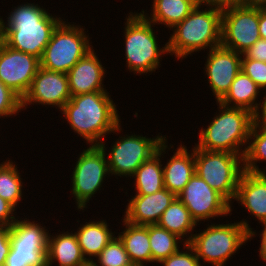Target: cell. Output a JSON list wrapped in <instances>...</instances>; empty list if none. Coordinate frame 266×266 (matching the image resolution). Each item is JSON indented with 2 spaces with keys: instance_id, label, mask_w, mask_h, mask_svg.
I'll return each mask as SVG.
<instances>
[{
  "instance_id": "obj_1",
  "label": "cell",
  "mask_w": 266,
  "mask_h": 266,
  "mask_svg": "<svg viewBox=\"0 0 266 266\" xmlns=\"http://www.w3.org/2000/svg\"><path fill=\"white\" fill-rule=\"evenodd\" d=\"M63 21L38 4H20L9 13L7 22L0 18V39L9 47L42 58L53 31Z\"/></svg>"
},
{
  "instance_id": "obj_2",
  "label": "cell",
  "mask_w": 266,
  "mask_h": 266,
  "mask_svg": "<svg viewBox=\"0 0 266 266\" xmlns=\"http://www.w3.org/2000/svg\"><path fill=\"white\" fill-rule=\"evenodd\" d=\"M107 91L71 96L61 113L87 144L100 145L108 133L121 132L116 104Z\"/></svg>"
},
{
  "instance_id": "obj_3",
  "label": "cell",
  "mask_w": 266,
  "mask_h": 266,
  "mask_svg": "<svg viewBox=\"0 0 266 266\" xmlns=\"http://www.w3.org/2000/svg\"><path fill=\"white\" fill-rule=\"evenodd\" d=\"M217 104L219 114L212 118L206 129H200L199 141L194 146L205 151L229 152L243 157L256 116L242 108Z\"/></svg>"
},
{
  "instance_id": "obj_4",
  "label": "cell",
  "mask_w": 266,
  "mask_h": 266,
  "mask_svg": "<svg viewBox=\"0 0 266 266\" xmlns=\"http://www.w3.org/2000/svg\"><path fill=\"white\" fill-rule=\"evenodd\" d=\"M221 27V11L213 8L200 10V7H195L173 27V33L167 41L168 52L177 59H184L194 52L221 46Z\"/></svg>"
},
{
  "instance_id": "obj_5",
  "label": "cell",
  "mask_w": 266,
  "mask_h": 266,
  "mask_svg": "<svg viewBox=\"0 0 266 266\" xmlns=\"http://www.w3.org/2000/svg\"><path fill=\"white\" fill-rule=\"evenodd\" d=\"M209 224L200 233H195L188 243L195 251L197 258L212 266H225L226 261L232 257L256 235L248 222L226 224ZM209 226V227H208Z\"/></svg>"
},
{
  "instance_id": "obj_6",
  "label": "cell",
  "mask_w": 266,
  "mask_h": 266,
  "mask_svg": "<svg viewBox=\"0 0 266 266\" xmlns=\"http://www.w3.org/2000/svg\"><path fill=\"white\" fill-rule=\"evenodd\" d=\"M127 16L124 28L126 67L134 74L155 72L161 65V57L169 53L167 43L158 47L154 24L141 12H130Z\"/></svg>"
},
{
  "instance_id": "obj_7",
  "label": "cell",
  "mask_w": 266,
  "mask_h": 266,
  "mask_svg": "<svg viewBox=\"0 0 266 266\" xmlns=\"http://www.w3.org/2000/svg\"><path fill=\"white\" fill-rule=\"evenodd\" d=\"M243 171V157L241 155L205 151L195 146V173L230 204L235 199Z\"/></svg>"
},
{
  "instance_id": "obj_8",
  "label": "cell",
  "mask_w": 266,
  "mask_h": 266,
  "mask_svg": "<svg viewBox=\"0 0 266 266\" xmlns=\"http://www.w3.org/2000/svg\"><path fill=\"white\" fill-rule=\"evenodd\" d=\"M62 21L53 31L46 45L40 66L67 74V72L89 51L93 49L89 37L80 25Z\"/></svg>"
},
{
  "instance_id": "obj_9",
  "label": "cell",
  "mask_w": 266,
  "mask_h": 266,
  "mask_svg": "<svg viewBox=\"0 0 266 266\" xmlns=\"http://www.w3.org/2000/svg\"><path fill=\"white\" fill-rule=\"evenodd\" d=\"M22 219L10 226L11 248L4 266H47L49 230L37 221Z\"/></svg>"
},
{
  "instance_id": "obj_10",
  "label": "cell",
  "mask_w": 266,
  "mask_h": 266,
  "mask_svg": "<svg viewBox=\"0 0 266 266\" xmlns=\"http://www.w3.org/2000/svg\"><path fill=\"white\" fill-rule=\"evenodd\" d=\"M114 142L110 152L106 153L104 141L100 146L105 151L109 171L111 175L130 177L142 165L158 151L159 146L167 139L164 135L148 138L143 135H120Z\"/></svg>"
},
{
  "instance_id": "obj_11",
  "label": "cell",
  "mask_w": 266,
  "mask_h": 266,
  "mask_svg": "<svg viewBox=\"0 0 266 266\" xmlns=\"http://www.w3.org/2000/svg\"><path fill=\"white\" fill-rule=\"evenodd\" d=\"M72 172V195L77 209L87 208L89 200L101 190L104 178L110 176L105 151L100 145H89L78 156Z\"/></svg>"
},
{
  "instance_id": "obj_12",
  "label": "cell",
  "mask_w": 266,
  "mask_h": 266,
  "mask_svg": "<svg viewBox=\"0 0 266 266\" xmlns=\"http://www.w3.org/2000/svg\"><path fill=\"white\" fill-rule=\"evenodd\" d=\"M260 38L259 8L236 5L222 12V47L244 54Z\"/></svg>"
},
{
  "instance_id": "obj_13",
  "label": "cell",
  "mask_w": 266,
  "mask_h": 266,
  "mask_svg": "<svg viewBox=\"0 0 266 266\" xmlns=\"http://www.w3.org/2000/svg\"><path fill=\"white\" fill-rule=\"evenodd\" d=\"M197 223L231 213V204L196 173L177 195Z\"/></svg>"
},
{
  "instance_id": "obj_14",
  "label": "cell",
  "mask_w": 266,
  "mask_h": 266,
  "mask_svg": "<svg viewBox=\"0 0 266 266\" xmlns=\"http://www.w3.org/2000/svg\"><path fill=\"white\" fill-rule=\"evenodd\" d=\"M40 67V59L7 46L0 39V80L21 99Z\"/></svg>"
},
{
  "instance_id": "obj_15",
  "label": "cell",
  "mask_w": 266,
  "mask_h": 266,
  "mask_svg": "<svg viewBox=\"0 0 266 266\" xmlns=\"http://www.w3.org/2000/svg\"><path fill=\"white\" fill-rule=\"evenodd\" d=\"M68 76L65 73L50 71L39 67L30 89L22 99V110L28 105H49L61 111L70 100Z\"/></svg>"
},
{
  "instance_id": "obj_16",
  "label": "cell",
  "mask_w": 266,
  "mask_h": 266,
  "mask_svg": "<svg viewBox=\"0 0 266 266\" xmlns=\"http://www.w3.org/2000/svg\"><path fill=\"white\" fill-rule=\"evenodd\" d=\"M241 60L242 54L222 46L209 50L204 68L216 102L226 95L230 85L241 71Z\"/></svg>"
},
{
  "instance_id": "obj_17",
  "label": "cell",
  "mask_w": 266,
  "mask_h": 266,
  "mask_svg": "<svg viewBox=\"0 0 266 266\" xmlns=\"http://www.w3.org/2000/svg\"><path fill=\"white\" fill-rule=\"evenodd\" d=\"M177 196L166 188L147 195H135L126 206L124 220L134 225L157 224Z\"/></svg>"
},
{
  "instance_id": "obj_18",
  "label": "cell",
  "mask_w": 266,
  "mask_h": 266,
  "mask_svg": "<svg viewBox=\"0 0 266 266\" xmlns=\"http://www.w3.org/2000/svg\"><path fill=\"white\" fill-rule=\"evenodd\" d=\"M105 72L95 50L92 49L67 72L71 96L107 91L103 84Z\"/></svg>"
},
{
  "instance_id": "obj_19",
  "label": "cell",
  "mask_w": 266,
  "mask_h": 266,
  "mask_svg": "<svg viewBox=\"0 0 266 266\" xmlns=\"http://www.w3.org/2000/svg\"><path fill=\"white\" fill-rule=\"evenodd\" d=\"M235 200L252 216L254 215L259 223H266V172L252 173L244 170L238 183Z\"/></svg>"
},
{
  "instance_id": "obj_20",
  "label": "cell",
  "mask_w": 266,
  "mask_h": 266,
  "mask_svg": "<svg viewBox=\"0 0 266 266\" xmlns=\"http://www.w3.org/2000/svg\"><path fill=\"white\" fill-rule=\"evenodd\" d=\"M195 173V147L191 153L180 144L173 156L163 166L164 188L176 196L185 188Z\"/></svg>"
},
{
  "instance_id": "obj_21",
  "label": "cell",
  "mask_w": 266,
  "mask_h": 266,
  "mask_svg": "<svg viewBox=\"0 0 266 266\" xmlns=\"http://www.w3.org/2000/svg\"><path fill=\"white\" fill-rule=\"evenodd\" d=\"M61 233L56 236L48 234L47 266H51L55 261H58L59 266H79L85 262L86 258L75 232Z\"/></svg>"
},
{
  "instance_id": "obj_22",
  "label": "cell",
  "mask_w": 266,
  "mask_h": 266,
  "mask_svg": "<svg viewBox=\"0 0 266 266\" xmlns=\"http://www.w3.org/2000/svg\"><path fill=\"white\" fill-rule=\"evenodd\" d=\"M259 90L261 89L258 85L243 71H240L226 95L218 103L226 107L248 110L256 116L262 105L261 102L256 101L261 92Z\"/></svg>"
},
{
  "instance_id": "obj_23",
  "label": "cell",
  "mask_w": 266,
  "mask_h": 266,
  "mask_svg": "<svg viewBox=\"0 0 266 266\" xmlns=\"http://www.w3.org/2000/svg\"><path fill=\"white\" fill-rule=\"evenodd\" d=\"M167 139L159 146L158 151L142 165L131 176L135 178L136 195H147L164 189L163 180V164L160 159L165 154L167 147Z\"/></svg>"
},
{
  "instance_id": "obj_24",
  "label": "cell",
  "mask_w": 266,
  "mask_h": 266,
  "mask_svg": "<svg viewBox=\"0 0 266 266\" xmlns=\"http://www.w3.org/2000/svg\"><path fill=\"white\" fill-rule=\"evenodd\" d=\"M125 230L118 234L134 266L152 263L148 225H134L123 219Z\"/></svg>"
},
{
  "instance_id": "obj_25",
  "label": "cell",
  "mask_w": 266,
  "mask_h": 266,
  "mask_svg": "<svg viewBox=\"0 0 266 266\" xmlns=\"http://www.w3.org/2000/svg\"><path fill=\"white\" fill-rule=\"evenodd\" d=\"M89 221L80 225L75 234L86 260H93L115 236V232L108 228L106 220Z\"/></svg>"
},
{
  "instance_id": "obj_26",
  "label": "cell",
  "mask_w": 266,
  "mask_h": 266,
  "mask_svg": "<svg viewBox=\"0 0 266 266\" xmlns=\"http://www.w3.org/2000/svg\"><path fill=\"white\" fill-rule=\"evenodd\" d=\"M152 3L150 16L143 9L141 13L154 25L163 24L170 30L196 7L193 0H153Z\"/></svg>"
},
{
  "instance_id": "obj_27",
  "label": "cell",
  "mask_w": 266,
  "mask_h": 266,
  "mask_svg": "<svg viewBox=\"0 0 266 266\" xmlns=\"http://www.w3.org/2000/svg\"><path fill=\"white\" fill-rule=\"evenodd\" d=\"M157 225L176 234L179 238H183L184 243H189L191 241L193 236L191 233H194L193 230L197 226L189 210L178 197H176L170 206L162 213ZM184 237H186V239H184Z\"/></svg>"
},
{
  "instance_id": "obj_28",
  "label": "cell",
  "mask_w": 266,
  "mask_h": 266,
  "mask_svg": "<svg viewBox=\"0 0 266 266\" xmlns=\"http://www.w3.org/2000/svg\"><path fill=\"white\" fill-rule=\"evenodd\" d=\"M248 140L243 156L244 170L252 173H265L264 169L259 168L257 162L266 161V125L255 121Z\"/></svg>"
},
{
  "instance_id": "obj_29",
  "label": "cell",
  "mask_w": 266,
  "mask_h": 266,
  "mask_svg": "<svg viewBox=\"0 0 266 266\" xmlns=\"http://www.w3.org/2000/svg\"><path fill=\"white\" fill-rule=\"evenodd\" d=\"M148 235L151 247L152 263H160L170 255L176 253L183 239L176 234L159 227L157 224L148 225ZM179 245V246H178Z\"/></svg>"
},
{
  "instance_id": "obj_30",
  "label": "cell",
  "mask_w": 266,
  "mask_h": 266,
  "mask_svg": "<svg viewBox=\"0 0 266 266\" xmlns=\"http://www.w3.org/2000/svg\"><path fill=\"white\" fill-rule=\"evenodd\" d=\"M17 168L16 163L14 164L9 158L0 163V197L14 207H17L21 201L23 197L22 187H24Z\"/></svg>"
},
{
  "instance_id": "obj_31",
  "label": "cell",
  "mask_w": 266,
  "mask_h": 266,
  "mask_svg": "<svg viewBox=\"0 0 266 266\" xmlns=\"http://www.w3.org/2000/svg\"><path fill=\"white\" fill-rule=\"evenodd\" d=\"M96 258L98 266H134L118 236H114Z\"/></svg>"
},
{
  "instance_id": "obj_32",
  "label": "cell",
  "mask_w": 266,
  "mask_h": 266,
  "mask_svg": "<svg viewBox=\"0 0 266 266\" xmlns=\"http://www.w3.org/2000/svg\"><path fill=\"white\" fill-rule=\"evenodd\" d=\"M22 111V99L0 80V118Z\"/></svg>"
},
{
  "instance_id": "obj_33",
  "label": "cell",
  "mask_w": 266,
  "mask_h": 266,
  "mask_svg": "<svg viewBox=\"0 0 266 266\" xmlns=\"http://www.w3.org/2000/svg\"><path fill=\"white\" fill-rule=\"evenodd\" d=\"M241 71L249 76L261 90H266V62L246 58L242 54Z\"/></svg>"
},
{
  "instance_id": "obj_34",
  "label": "cell",
  "mask_w": 266,
  "mask_h": 266,
  "mask_svg": "<svg viewBox=\"0 0 266 266\" xmlns=\"http://www.w3.org/2000/svg\"><path fill=\"white\" fill-rule=\"evenodd\" d=\"M182 245L186 249V252L182 249L181 251L178 250L176 253L162 260L160 264L162 266H203L197 258L194 249L188 243Z\"/></svg>"
},
{
  "instance_id": "obj_35",
  "label": "cell",
  "mask_w": 266,
  "mask_h": 266,
  "mask_svg": "<svg viewBox=\"0 0 266 266\" xmlns=\"http://www.w3.org/2000/svg\"><path fill=\"white\" fill-rule=\"evenodd\" d=\"M14 211H16V208L0 197V226L10 227L17 220Z\"/></svg>"
},
{
  "instance_id": "obj_36",
  "label": "cell",
  "mask_w": 266,
  "mask_h": 266,
  "mask_svg": "<svg viewBox=\"0 0 266 266\" xmlns=\"http://www.w3.org/2000/svg\"><path fill=\"white\" fill-rule=\"evenodd\" d=\"M243 55L252 60L266 62V39L260 38Z\"/></svg>"
},
{
  "instance_id": "obj_37",
  "label": "cell",
  "mask_w": 266,
  "mask_h": 266,
  "mask_svg": "<svg viewBox=\"0 0 266 266\" xmlns=\"http://www.w3.org/2000/svg\"><path fill=\"white\" fill-rule=\"evenodd\" d=\"M196 7H200L203 5L207 6V8L217 9L221 12L230 9L233 6L238 5L237 0H193Z\"/></svg>"
},
{
  "instance_id": "obj_38",
  "label": "cell",
  "mask_w": 266,
  "mask_h": 266,
  "mask_svg": "<svg viewBox=\"0 0 266 266\" xmlns=\"http://www.w3.org/2000/svg\"><path fill=\"white\" fill-rule=\"evenodd\" d=\"M10 248V227L0 226V266H4Z\"/></svg>"
},
{
  "instance_id": "obj_39",
  "label": "cell",
  "mask_w": 266,
  "mask_h": 266,
  "mask_svg": "<svg viewBox=\"0 0 266 266\" xmlns=\"http://www.w3.org/2000/svg\"><path fill=\"white\" fill-rule=\"evenodd\" d=\"M237 3L247 8H266V0H237Z\"/></svg>"
},
{
  "instance_id": "obj_40",
  "label": "cell",
  "mask_w": 266,
  "mask_h": 266,
  "mask_svg": "<svg viewBox=\"0 0 266 266\" xmlns=\"http://www.w3.org/2000/svg\"><path fill=\"white\" fill-rule=\"evenodd\" d=\"M259 34L266 39V8H259Z\"/></svg>"
},
{
  "instance_id": "obj_41",
  "label": "cell",
  "mask_w": 266,
  "mask_h": 266,
  "mask_svg": "<svg viewBox=\"0 0 266 266\" xmlns=\"http://www.w3.org/2000/svg\"><path fill=\"white\" fill-rule=\"evenodd\" d=\"M263 230L261 234V244L259 248V257L266 263V223L262 224Z\"/></svg>"
},
{
  "instance_id": "obj_42",
  "label": "cell",
  "mask_w": 266,
  "mask_h": 266,
  "mask_svg": "<svg viewBox=\"0 0 266 266\" xmlns=\"http://www.w3.org/2000/svg\"><path fill=\"white\" fill-rule=\"evenodd\" d=\"M260 109L261 110H259L258 114L256 115V121L263 125H266V94L264 95Z\"/></svg>"
},
{
  "instance_id": "obj_43",
  "label": "cell",
  "mask_w": 266,
  "mask_h": 266,
  "mask_svg": "<svg viewBox=\"0 0 266 266\" xmlns=\"http://www.w3.org/2000/svg\"><path fill=\"white\" fill-rule=\"evenodd\" d=\"M96 260H86L85 262L81 263L79 266H98L95 262Z\"/></svg>"
}]
</instances>
